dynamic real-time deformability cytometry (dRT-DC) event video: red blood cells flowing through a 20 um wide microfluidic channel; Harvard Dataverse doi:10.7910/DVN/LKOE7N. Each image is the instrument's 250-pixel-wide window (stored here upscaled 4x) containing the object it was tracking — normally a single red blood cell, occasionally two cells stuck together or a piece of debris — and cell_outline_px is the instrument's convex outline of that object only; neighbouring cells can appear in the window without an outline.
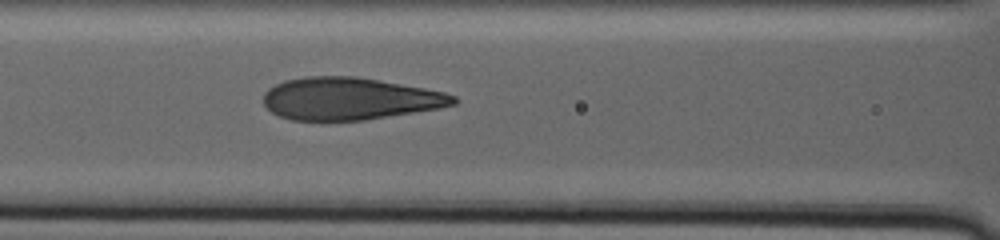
{"species": "human", "species_latin": "Homo sapiens", "temperature_condition": "warm", "stored_images_in_passage": 46, "camera_frame_rate_fps": 3000, "um_per_image_px": 0.085, "donor": {"sex": "male"}, "frame": {"image": 1, "passage_image": 23, "time_ms": 15.667, "image_size_px": [1000, 240], "cell_outline_px": [[456, 104], [440, 108], [364, 120], [292, 120], [280, 116], [272, 112], [264, 104], [264, 92], [268, 88], [284, 80], [304, 76], [356, 76], [424, 88], [444, 92], [456, 96]], "centroid_in_image_um": [29.7, 8.38], "position_along_channel_um": 136.9, "area_um2": 46.76}}
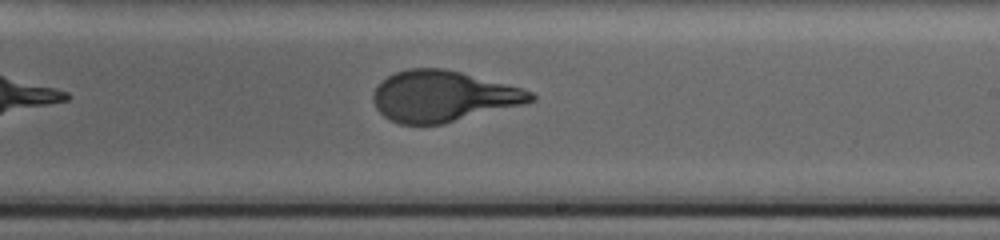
{"frame": {"image": 2, "passage_image": 31, "time_ms": 20.667, "image_size_px": [1000, 240], "cell_outline_px": [[536, 100], [524, 104], [444, 124], [400, 124], [384, 116], [376, 108], [372, 100], [372, 92], [388, 76], [396, 72], [408, 68], [444, 68], [460, 72], [520, 88], [532, 92], [536, 96]], "centroid_in_image_um": [37.64, 8.19], "position_along_channel_um": 251.4, "area_um2": 46.47}}
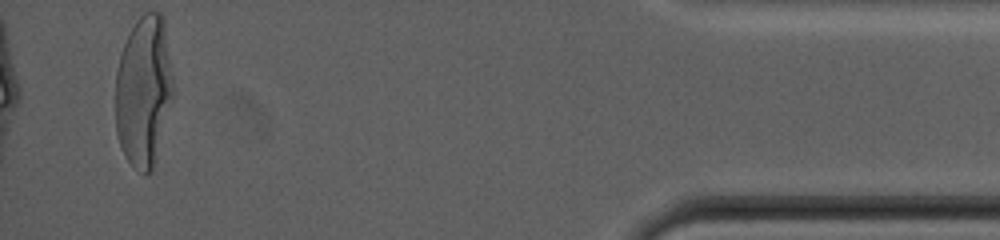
{"frame": {"image": 3, "passage_image": 46, "time_ms": 30.667, "image_size_px": [1000, 240], "cell_outline_px": [[176, 88], [152, 172], [144, 176], [136, 172], [132, 168], [120, 144], [116, 132], [116, 72], [120, 56], [124, 44], [136, 20], [144, 12], [160, 12], [164, 16]], "centroid_in_image_um": [12.26, 7.75], "position_along_channel_um": 422.9, "area_um2": 51.79}, "authors_computed_cell_mechanics": {"area_um2": 48.0607, "velocity_mm_per_s": 2.2888, "shape_relaxation_time_tau1_ms": 8.5002, "shape_relaxation_time_tau2_ms": null, "deformation_change_tau1": 0.2692, "deformation_change_tau2": null}}